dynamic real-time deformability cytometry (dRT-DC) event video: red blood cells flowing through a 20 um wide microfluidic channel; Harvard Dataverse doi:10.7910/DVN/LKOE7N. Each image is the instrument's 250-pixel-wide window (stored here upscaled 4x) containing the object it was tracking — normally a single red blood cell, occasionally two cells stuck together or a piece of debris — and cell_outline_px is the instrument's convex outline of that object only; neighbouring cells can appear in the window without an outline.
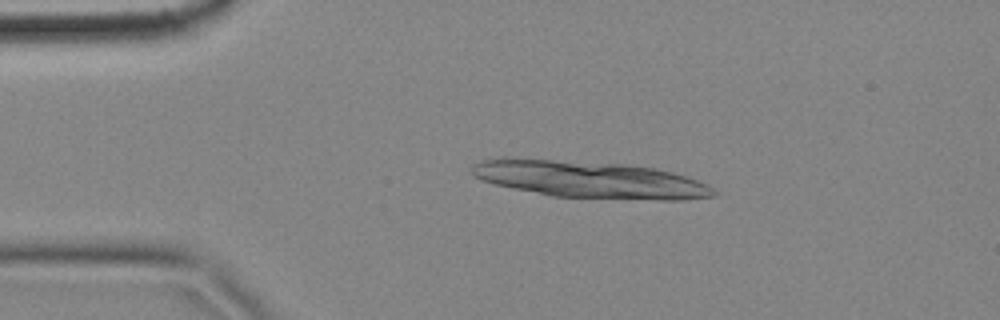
{"species": "common noctule bat (a hibernating species)", "species_latin": "Nyctalus noctula", "temperature_condition": "cold", "stored_images_in_passage": 21, "camera_frame_rate_fps": 3000, "um_per_image_px": 0.085, "animal": {"sex": "female", "body_mass_g": 18.4}, "frame": {"image": 1, "passage_image": 10, "time_ms": 3.0, "image_size_px": [1000, 320], "cell_outline_px": [[720, 192], [716, 196], [680, 200], [660, 200], [552, 196], [512, 188], [480, 180], [472, 176], [468, 172], [468, 168], [472, 164], [480, 160], [504, 156], [624, 164], [652, 168], [672, 172], [708, 184]], "centroid_in_image_um": [50.04, 15.24], "position_along_channel_um": 35.0, "area_um2": 52.83}}